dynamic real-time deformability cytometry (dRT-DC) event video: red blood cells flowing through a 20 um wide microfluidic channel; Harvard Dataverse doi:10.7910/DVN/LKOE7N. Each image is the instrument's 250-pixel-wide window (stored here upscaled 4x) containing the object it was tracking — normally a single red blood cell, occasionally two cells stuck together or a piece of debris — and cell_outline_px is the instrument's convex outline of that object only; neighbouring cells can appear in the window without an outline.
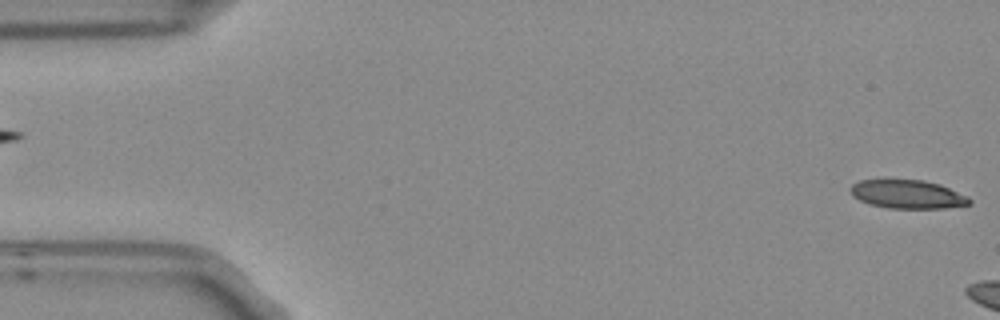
{"species": "Egyptian fruit bat (a non-hibernating species)", "species_latin": "Rousettus aegyptiacus", "temperature_condition": "room temperature", "stored_images_in_passage": 5, "segment_of_instrument_passage": [2, 2], "camera_frame_rate_fps": 3000, "um_per_image_px": 0.085, "frame": {"image": 1, "passage_image": 5, "time_ms": 1.333, "image_size_px": [1000, 320], "cell_outline_px": [[972, 204], [944, 208], [888, 208], [868, 204], [852, 196], [848, 188], [852, 184], [860, 180], [880, 176], [888, 176], [924, 180], [940, 184], [968, 196], [972, 200]], "centroid_in_image_um": [77.06, 16.45], "position_along_channel_um": 7.9, "area_um2": 20.98}}